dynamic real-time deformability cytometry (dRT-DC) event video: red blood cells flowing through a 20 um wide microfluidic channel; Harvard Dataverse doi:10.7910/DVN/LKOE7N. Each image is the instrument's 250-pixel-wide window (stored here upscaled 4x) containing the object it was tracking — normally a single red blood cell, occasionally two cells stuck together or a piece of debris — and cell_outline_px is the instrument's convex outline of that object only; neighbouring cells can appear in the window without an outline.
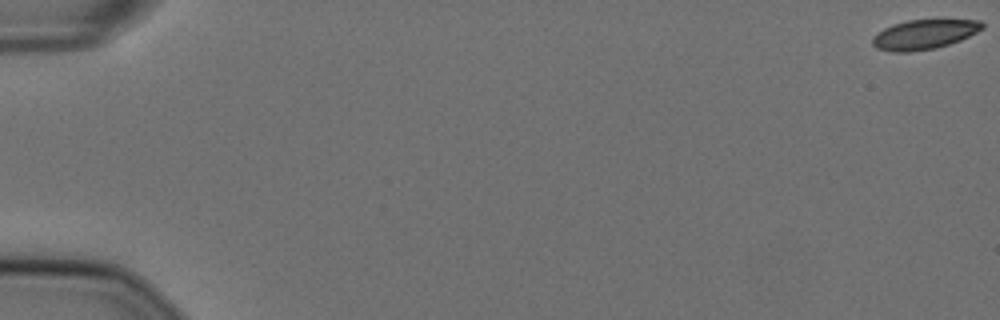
{"species": "Egyptian fruit bat (a non-hibernating species)", "species_latin": "Rousettus aegyptiacus", "temperature_condition": "cold", "stored_images_in_passage": 1, "camera_frame_rate_fps": 3000, "um_per_image_px": 0.085, "animal": {"sex": "female"}, "frame": {"image": 1, "passage_image": 1, "time_ms": 0.0, "image_size_px": [1000, 320], "cell_outline_px": [[984, 28], [960, 40], [936, 48], [912, 52], [892, 52], [876, 48], [872, 44], [872, 36], [884, 28], [892, 24], [908, 20], [980, 20], [984, 24]], "centroid_in_image_um": [78.52, 2.93], "position_along_channel_um": 6.5, "area_um2": 18.96}}